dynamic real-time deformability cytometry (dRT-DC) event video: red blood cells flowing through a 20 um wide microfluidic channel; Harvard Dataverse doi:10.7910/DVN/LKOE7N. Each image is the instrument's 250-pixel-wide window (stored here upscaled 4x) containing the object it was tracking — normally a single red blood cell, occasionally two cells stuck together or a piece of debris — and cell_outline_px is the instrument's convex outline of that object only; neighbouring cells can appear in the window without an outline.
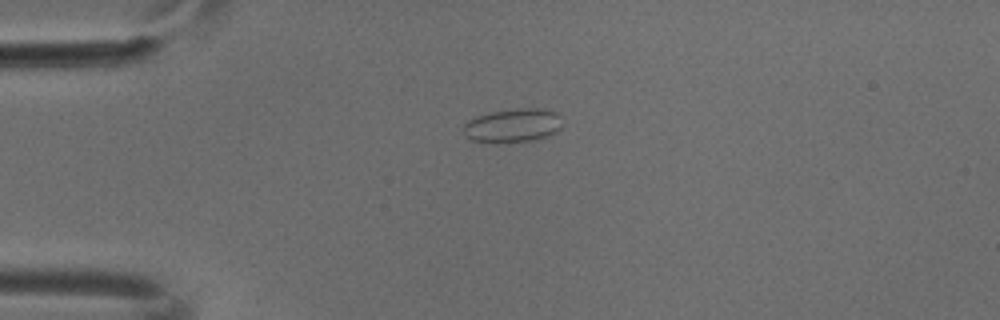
{"species": "common noctule bat (a hibernating species)", "species_latin": "Nyctalus noctula", "temperature_condition": "cold", "stored_images_in_passage": 14, "camera_frame_rate_fps": 3000, "um_per_image_px": 0.085, "animal": {"sex": "male", "body_mass_g": 18.8}, "frame": {"image": 1, "passage_image": 10, "time_ms": 3.0, "image_size_px": [1000, 320], "cell_outline_px": [[560, 128], [556, 132], [548, 136], [532, 140], [508, 144], [496, 144], [468, 140], [464, 132], [464, 124], [468, 120], [476, 116], [492, 112], [516, 108], [540, 108], [556, 112], [560, 116]], "centroid_in_image_um": [43.55, 10.7], "position_along_channel_um": 41.4, "area_um2": 19.88}}